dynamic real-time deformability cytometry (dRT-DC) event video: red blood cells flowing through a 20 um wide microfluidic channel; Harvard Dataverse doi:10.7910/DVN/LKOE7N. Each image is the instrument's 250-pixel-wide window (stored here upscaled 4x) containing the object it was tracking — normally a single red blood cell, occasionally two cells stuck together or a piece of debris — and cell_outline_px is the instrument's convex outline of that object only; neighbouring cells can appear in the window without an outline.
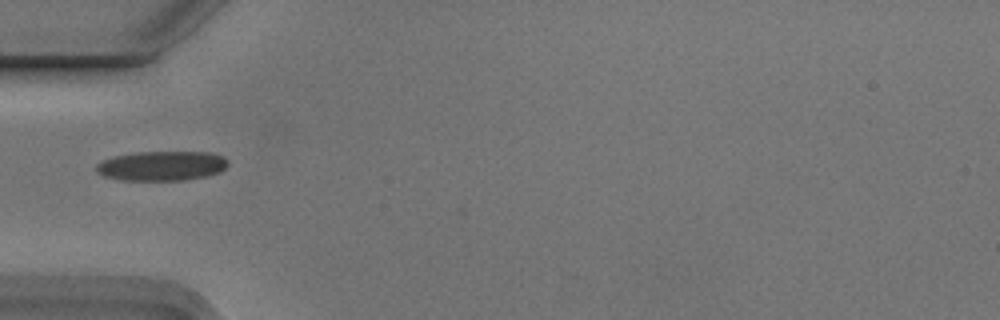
{"species": "Egyptian fruit bat (a non-hibernating species)", "species_latin": "Rousettus aegyptiacus", "temperature_condition": "cold", "stored_images_in_passage": 3, "camera_frame_rate_fps": 3000, "um_per_image_px": 0.085, "animal": {"sex": "male"}, "frame": {"image": 1, "passage_image": 3, "time_ms": 0.667, "image_size_px": [1000, 320], "cell_outline_px": [[228, 164], [220, 172], [208, 176], [184, 180], [120, 180], [104, 176], [96, 172], [96, 164], [112, 156], [136, 152], [212, 152], [224, 156], [228, 160]], "centroid_in_image_um": [13.76, 14.09], "position_along_channel_um": 71.2, "area_um2": 22.95}}